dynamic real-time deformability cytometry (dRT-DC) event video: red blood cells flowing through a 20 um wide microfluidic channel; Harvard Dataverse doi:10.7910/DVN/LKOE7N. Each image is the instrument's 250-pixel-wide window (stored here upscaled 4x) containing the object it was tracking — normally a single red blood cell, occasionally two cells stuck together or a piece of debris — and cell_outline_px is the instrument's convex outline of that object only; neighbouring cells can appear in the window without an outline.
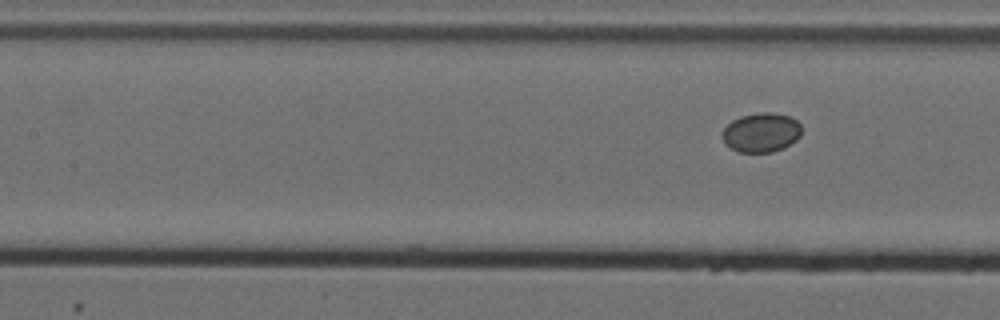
{"species": "Egyptian fruit bat (a non-hibernating species)", "species_latin": "Rousettus aegyptiacus", "temperature_condition": "cold", "stored_images_in_passage": 10, "camera_frame_rate_fps": 3000, "um_per_image_px": 0.085, "animal": {"sex": "female"}, "frame": {"image": 1, "passage_image": 10, "time_ms": 3.0, "image_size_px": [1000, 320], "cell_outline_px": [[800, 136], [796, 140], [784, 148], [772, 152], [736, 152], [724, 144], [720, 136], [720, 132], [732, 120], [740, 116], [760, 112], [772, 112], [788, 116], [796, 120], [800, 124]], "centroid_in_image_um": [64.65, 11.27], "position_along_channel_um": 142.7, "area_um2": 18.44}}